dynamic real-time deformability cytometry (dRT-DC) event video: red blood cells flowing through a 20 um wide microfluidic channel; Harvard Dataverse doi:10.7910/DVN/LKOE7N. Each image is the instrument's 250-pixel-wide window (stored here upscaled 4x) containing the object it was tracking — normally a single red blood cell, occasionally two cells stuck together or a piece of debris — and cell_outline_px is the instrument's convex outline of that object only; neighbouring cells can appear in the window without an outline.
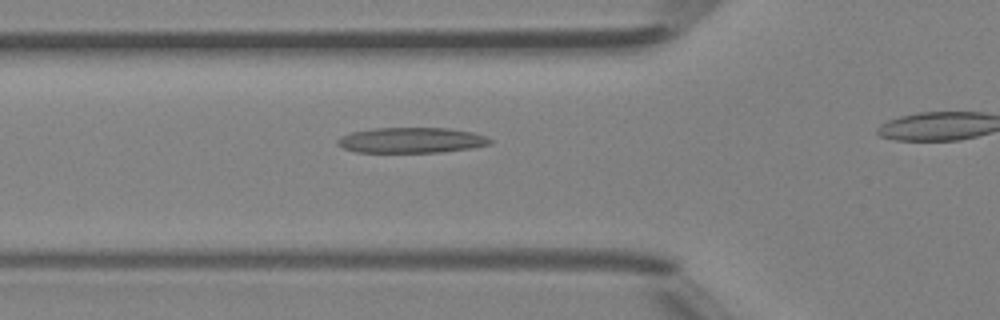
{"species": "Egyptian fruit bat (a non-hibernating species)", "species_latin": "Rousettus aegyptiacus", "temperature_condition": "room temperature", "stored_images_in_passage": 9, "camera_frame_rate_fps": 3000, "um_per_image_px": 0.085, "animal": {"sex": "female"}, "frame": {"image": 1, "passage_image": 2, "time_ms": 0.333, "image_size_px": [1000, 320], "cell_outline_px": [[492, 144], [472, 148], [440, 152], [356, 152], [344, 148], [336, 140], [340, 136], [352, 132], [372, 128], [448, 128], [472, 132], [484, 136], [492, 140]], "centroid_in_image_um": [34.98, 11.92], "position_along_channel_um": 90.8, "area_um2": 22.54}}
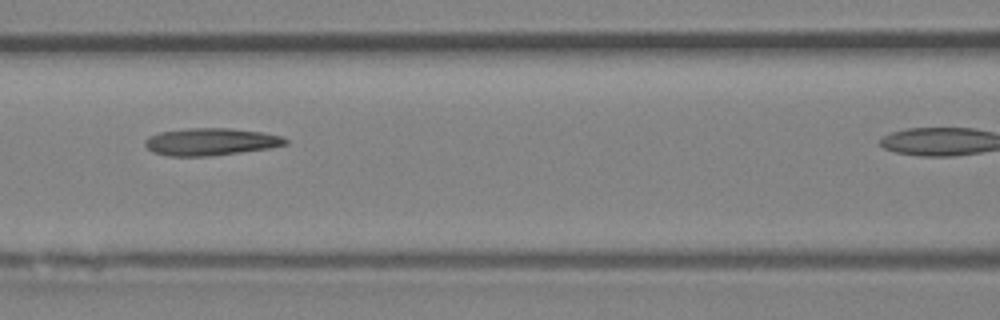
{"frame": {"image": 2, "passage_image": 6, "time_ms": 1.667, "image_size_px": [1000, 320], "cell_outline_px": [[288, 144], [272, 148], [212, 156], [168, 156], [152, 152], [144, 144], [144, 140], [148, 136], [160, 132], [188, 128], [228, 128], [260, 132], [284, 136], [288, 140]], "centroid_in_image_um": [17.93, 12.05], "position_along_channel_um": 148.7, "area_um2": 22.54}}